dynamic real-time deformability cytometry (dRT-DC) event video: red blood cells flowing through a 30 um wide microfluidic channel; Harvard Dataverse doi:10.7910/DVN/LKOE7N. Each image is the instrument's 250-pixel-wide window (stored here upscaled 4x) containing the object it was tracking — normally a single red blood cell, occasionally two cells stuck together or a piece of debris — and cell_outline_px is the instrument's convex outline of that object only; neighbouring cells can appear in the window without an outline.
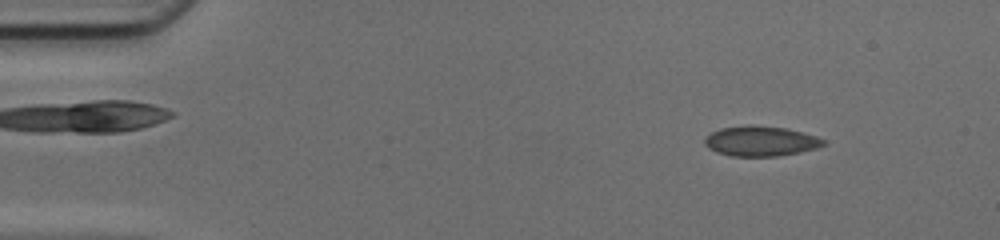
{"species": "common noctule bat (a hibernating species)", "species_latin": "Nyctalus noctula", "temperature_condition": "cold", "stored_images_in_passage": 48, "camera_frame_rate_fps": 3000, "um_per_image_px": 0.085, "animal": {"sex": "female", "body_mass_g": 17.0, "forearm_length_mm": 48.0}, "frame": {"image": 1, "passage_image": 5, "time_ms": 1.333, "image_size_px": [1000, 240], "cell_outline_px": [[828, 144], [816, 148], [800, 152], [776, 156], [732, 156], [716, 152], [708, 148], [704, 144], [704, 136], [720, 128], [748, 124], [752, 124], [788, 128], [816, 136], [824, 140]], "centroid_in_image_um": [64.64, 11.98], "position_along_channel_um": 20.4, "area_um2": 21.1}}
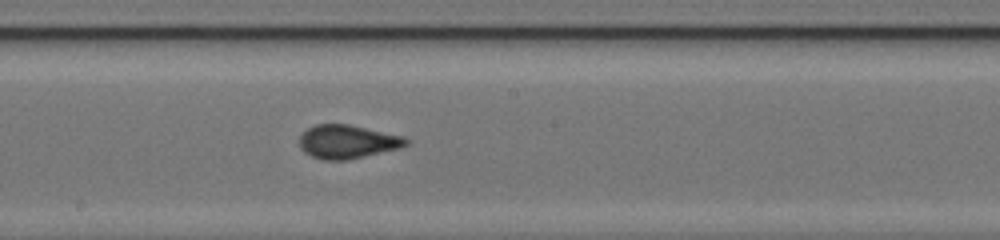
{"frame": {"image": 2, "passage_image": 26, "time_ms": 8.333, "image_size_px": [1000, 240], "cell_outline_px": [[408, 144], [400, 148], [348, 160], [324, 160], [312, 156], [304, 152], [300, 148], [300, 136], [308, 128], [316, 124], [348, 124], [404, 136], [408, 140]], "centroid_in_image_um": [29.53, 12.05], "position_along_channel_um": 218.7, "area_um2": 20.81}}
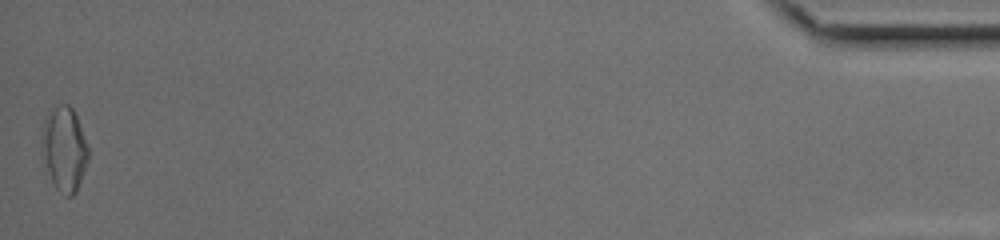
{"frame": {"image": 3, "passage_image": 48, "time_ms": 15.667, "image_size_px": [1000, 240], "cell_outline_px": [[88, 160], [76, 192], [72, 196], [64, 196], [56, 188], [48, 172], [44, 156], [44, 120], [48, 108], [56, 104], [68, 104], [72, 108], [76, 116], [88, 144]], "centroid_in_image_um": [5.5, 12.63], "position_along_channel_um": 429.7, "area_um2": 22.43}, "authors_computed_cell_mechanics": {"area_um2": 20.5768, "velocity_mm_per_s": 4.2055, "shape_relaxation_time_tau1_ms": null, "shape_relaxation_time_tau2_ms": 0.6082, "deformation_change_tau1": null, "deformation_change_tau2": 0.0474}}